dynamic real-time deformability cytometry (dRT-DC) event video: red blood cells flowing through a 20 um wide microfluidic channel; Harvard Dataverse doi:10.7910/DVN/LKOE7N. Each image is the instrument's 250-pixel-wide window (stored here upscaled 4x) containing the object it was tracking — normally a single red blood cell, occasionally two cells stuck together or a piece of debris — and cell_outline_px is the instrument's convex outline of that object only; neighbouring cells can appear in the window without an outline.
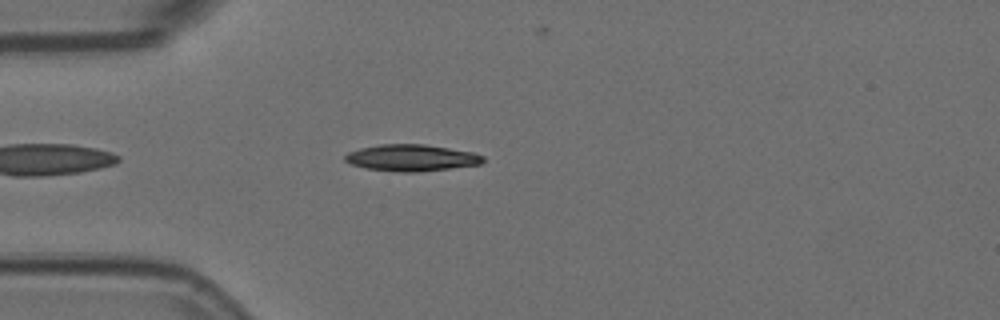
{"species": "Egyptian fruit bat (a non-hibernating species)", "species_latin": "Rousettus aegyptiacus", "temperature_condition": "room temperature", "stored_images_in_passage": 40, "camera_frame_rate_fps": 3000, "um_per_image_px": 0.085, "animal": {"sex": "female"}, "frame": {"image": 1, "passage_image": 4, "time_ms": 1.0, "image_size_px": [1000, 320], "cell_outline_px": [[484, 160], [480, 164], [416, 172], [404, 172], [364, 168], [352, 164], [344, 160], [344, 156], [348, 152], [360, 148], [380, 144], [424, 144], [472, 152], [484, 156]], "centroid_in_image_um": [34.94, 13.4], "position_along_channel_um": 50.1, "area_um2": 21.15}}
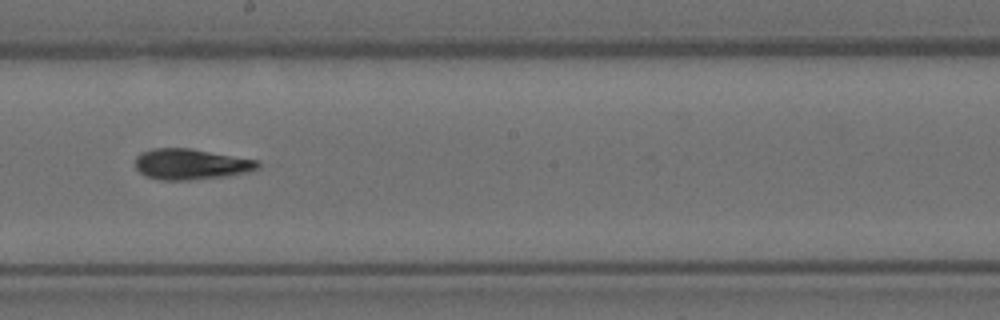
{"frame": {"image": 2, "passage_image": 20, "time_ms": 6.333, "image_size_px": [1000, 320], "cell_outline_px": [[260, 168], [228, 176], [188, 180], [160, 180], [148, 176], [140, 172], [136, 168], [136, 156], [140, 152], [152, 148], [192, 148], [256, 160], [260, 164]], "centroid_in_image_um": [16.2, 13.95], "position_along_channel_um": 232.0, "area_um2": 21.91}}
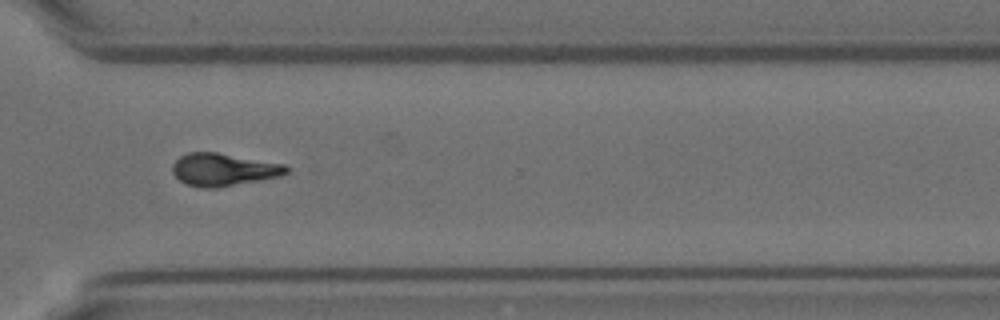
{"frame": {"image": 3, "passage_image": 30, "time_ms": 9.667, "image_size_px": [1000, 320], "cell_outline_px": [[288, 172], [280, 176], [216, 188], [204, 188], [188, 184], [180, 180], [172, 172], [172, 164], [180, 156], [188, 152], [216, 152], [288, 164]], "centroid_in_image_um": [19.01, 14.4], "position_along_channel_um": 351.6, "area_um2": 21.62}}